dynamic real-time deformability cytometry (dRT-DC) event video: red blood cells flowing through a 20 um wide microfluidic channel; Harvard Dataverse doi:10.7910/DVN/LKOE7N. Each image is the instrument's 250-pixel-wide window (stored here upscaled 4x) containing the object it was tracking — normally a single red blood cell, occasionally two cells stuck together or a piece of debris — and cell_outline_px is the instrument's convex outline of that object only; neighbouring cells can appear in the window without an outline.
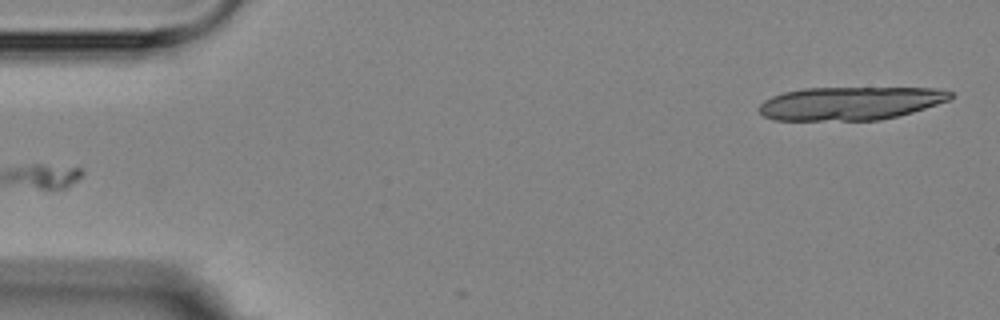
{"species": "Egyptian fruit bat (a non-hibernating species)", "species_latin": "Rousettus aegyptiacus", "temperature_condition": "room temperature", "stored_images_in_passage": 6, "segment_of_instrument_passage": [2, 2], "camera_frame_rate_fps": 3000, "um_per_image_px": 0.085, "animal": {"sex": "female"}, "frame": {"image": 1, "passage_image": 6, "time_ms": 5.333, "image_size_px": [1000, 320], "cell_outline_px": [[952, 96], [948, 100], [912, 112], [880, 120], [772, 120], [764, 116], [756, 108], [764, 100], [772, 96], [784, 92], [804, 88], [936, 88], [952, 92]], "centroid_in_image_um": [72.21, 8.78], "position_along_channel_um": 12.8, "area_um2": 36.99}}